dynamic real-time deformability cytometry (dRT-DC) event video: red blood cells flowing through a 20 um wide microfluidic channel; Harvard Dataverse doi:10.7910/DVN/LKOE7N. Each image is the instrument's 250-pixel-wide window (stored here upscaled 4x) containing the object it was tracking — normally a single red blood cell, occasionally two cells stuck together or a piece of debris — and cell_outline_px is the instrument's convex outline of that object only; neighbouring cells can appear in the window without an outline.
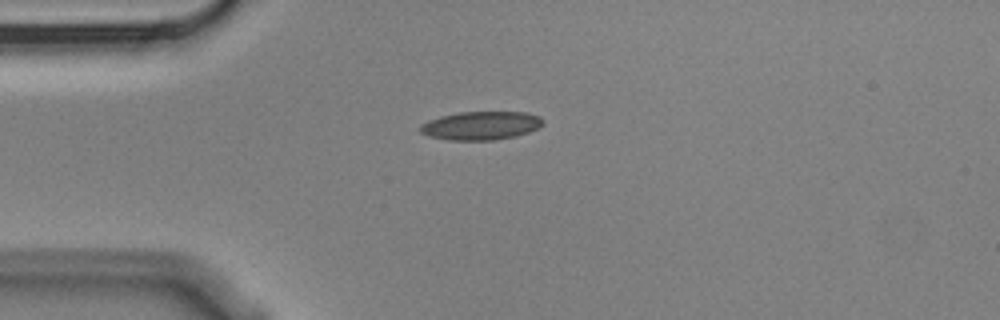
{"species": "Egyptian fruit bat (a non-hibernating species)", "species_latin": "Rousettus aegyptiacus", "temperature_condition": "cold", "stored_images_in_passage": 12, "camera_frame_rate_fps": 3000, "um_per_image_px": 0.085, "animal": {"sex": "male"}, "frame": {"image": 1, "passage_image": 1, "time_ms": 0.0, "image_size_px": [1000, 320], "cell_outline_px": [[544, 124], [528, 132], [516, 136], [492, 140], [448, 140], [428, 136], [420, 132], [420, 124], [428, 120], [440, 116], [460, 112], [524, 112], [540, 116], [544, 120]], "centroid_in_image_um": [40.86, 10.67], "position_along_channel_um": 44.1, "area_um2": 20.4}}
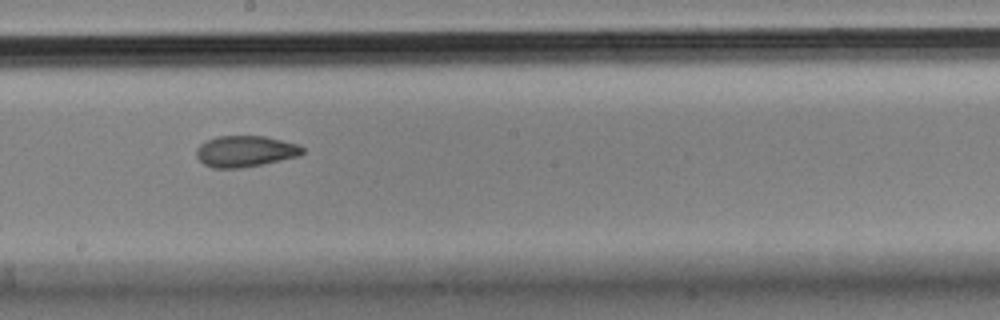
{"frame": {"image": 2, "passage_image": 6, "time_ms": 1.667, "image_size_px": [1000, 320], "cell_outline_px": [[304, 152], [300, 156], [244, 168], [212, 168], [204, 164], [196, 156], [196, 148], [200, 144], [216, 136], [264, 136], [296, 144], [304, 148]], "centroid_in_image_um": [20.83, 12.87], "position_along_channel_um": 227.4, "area_um2": 19.31}}
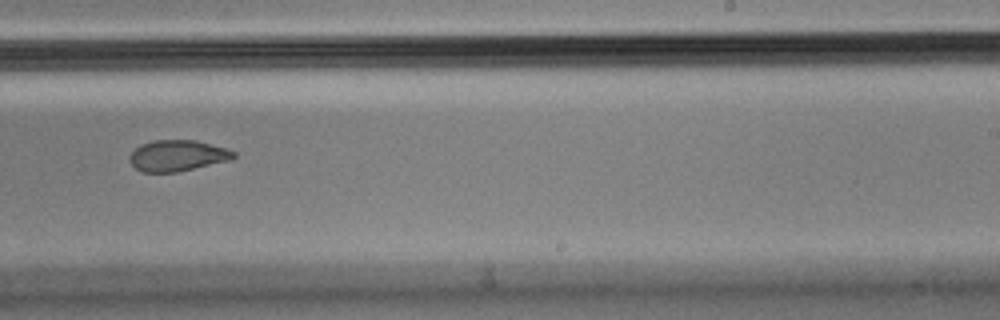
{"frame": {"image": 3, "passage_image": 7, "time_ms": 2.0, "image_size_px": [1000, 320], "cell_outline_px": [[236, 156], [232, 160], [176, 172], [140, 172], [128, 160], [128, 156], [140, 144], [152, 140], [196, 140], [224, 148], [236, 152]], "centroid_in_image_um": [15.06, 13.23], "position_along_channel_um": 273.9, "area_um2": 18.9}}